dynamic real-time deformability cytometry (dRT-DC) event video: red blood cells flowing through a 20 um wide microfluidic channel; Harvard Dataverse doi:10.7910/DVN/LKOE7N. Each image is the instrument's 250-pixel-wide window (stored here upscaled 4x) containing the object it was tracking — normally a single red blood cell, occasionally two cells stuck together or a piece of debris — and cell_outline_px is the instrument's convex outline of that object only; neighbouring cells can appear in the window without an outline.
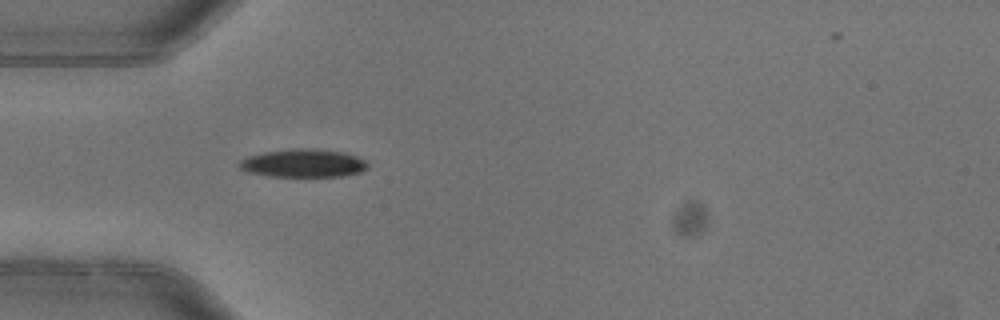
{"species": "common noctule bat (a hibernating species)", "species_latin": "Nyctalus noctula", "temperature_condition": "warm", "stored_images_in_passage": 1, "camera_frame_rate_fps": 3000, "um_per_image_px": 0.085, "animal": {"sex": "female"}, "frame": {"image": 1, "passage_image": 1, "time_ms": 0.0, "image_size_px": [1000, 320], "cell_outline_px": [[368, 168], [360, 172], [340, 176], [268, 176], [248, 172], [240, 168], [240, 160], [248, 156], [264, 152], [292, 148], [312, 148], [344, 152], [356, 156], [364, 160], [368, 164]], "centroid_in_image_um": [25.78, 13.86], "position_along_channel_um": 59.2, "area_um2": 20.98}}